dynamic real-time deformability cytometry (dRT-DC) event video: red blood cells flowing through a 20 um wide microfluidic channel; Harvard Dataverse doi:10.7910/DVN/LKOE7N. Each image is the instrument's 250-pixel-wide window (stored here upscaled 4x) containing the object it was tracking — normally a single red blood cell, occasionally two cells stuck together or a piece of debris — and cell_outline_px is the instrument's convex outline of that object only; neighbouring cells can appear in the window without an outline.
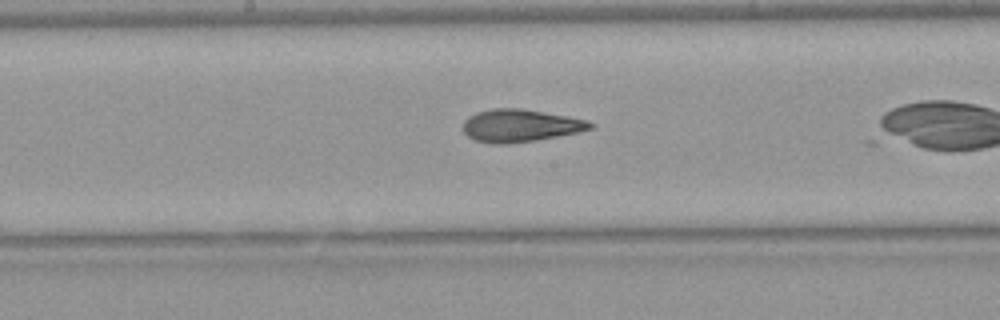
{"species": "Egyptian fruit bat (a non-hibernating species)", "species_latin": "Rousettus aegyptiacus", "temperature_condition": "warm", "stored_images_in_passage": 18, "camera_frame_rate_fps": 3000, "um_per_image_px": 0.085, "animal": {"sex": "female"}, "frame": {"image": 1, "passage_image": 9, "time_ms": 2.667, "image_size_px": [1000, 320], "cell_outline_px": [[592, 128], [576, 132], [536, 140], [508, 144], [492, 144], [472, 140], [464, 132], [464, 120], [468, 116], [476, 112], [492, 108], [520, 108], [564, 116], [584, 120], [592, 124]], "centroid_in_image_um": [44.11, 10.68], "position_along_channel_um": 204.1, "area_um2": 23.81}}
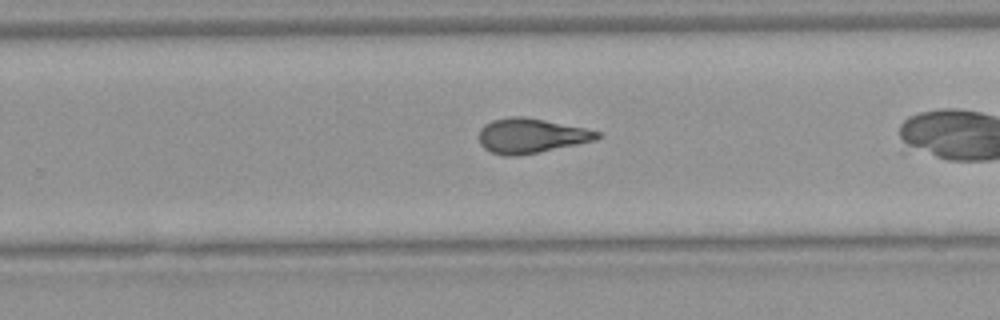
{"frame": {"image": 2, "passage_image": 15, "time_ms": 4.667, "image_size_px": [1000, 320], "cell_outline_px": [[600, 136], [596, 140], [516, 156], [504, 156], [492, 152], [484, 148], [480, 144], [480, 128], [484, 124], [492, 120], [508, 116], [524, 116], [584, 128], [600, 132]], "centroid_in_image_um": [45.09, 11.52], "position_along_channel_um": 284.7, "area_um2": 23.64}}